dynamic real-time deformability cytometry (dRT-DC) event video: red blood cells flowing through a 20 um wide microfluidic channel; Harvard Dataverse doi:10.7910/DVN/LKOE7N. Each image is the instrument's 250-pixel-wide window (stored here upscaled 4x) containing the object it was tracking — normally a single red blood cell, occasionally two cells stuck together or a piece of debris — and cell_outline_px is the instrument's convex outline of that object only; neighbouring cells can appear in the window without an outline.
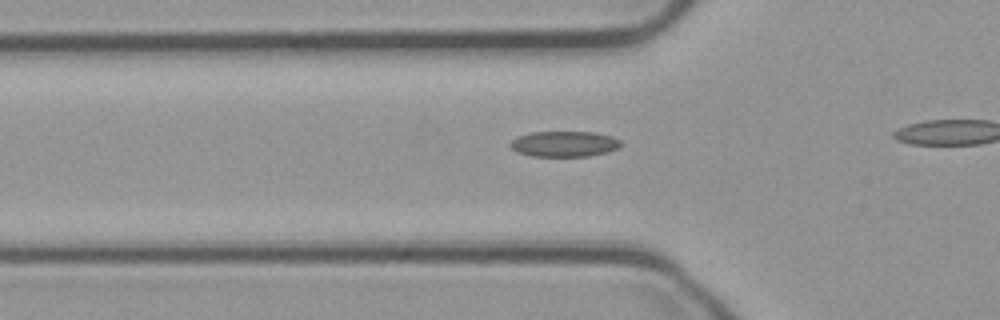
{"species": "common noctule bat (a hibernating species)", "species_latin": "Nyctalus noctula", "temperature_condition": "cold", "stored_images_in_passage": 17, "camera_frame_rate_fps": 3000, "um_per_image_px": 0.085, "animal": {"sex": "male", "body_mass_g": 23.1, "forearm_length_mm": 52.7}, "frame": {"image": 1, "passage_image": 12, "time_ms": 3.667, "image_size_px": [1000, 320], "cell_outline_px": [[620, 144], [616, 148], [608, 152], [588, 156], [532, 156], [516, 152], [508, 144], [516, 136], [532, 132], [592, 132], [612, 136], [620, 140]], "centroid_in_image_um": [47.91, 12.23], "position_along_channel_um": 77.9, "area_um2": 16.47}}
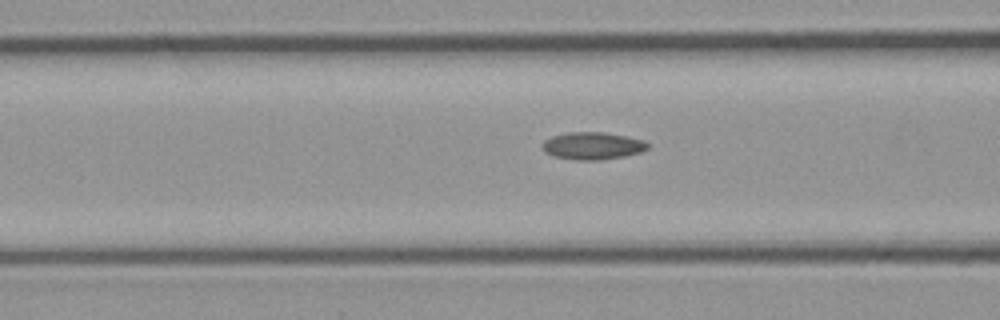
{"frame": {"image": 2, "passage_image": 15, "time_ms": 4.667, "image_size_px": [1000, 320], "cell_outline_px": [[648, 148], [640, 152], [624, 156], [600, 160], [576, 160], [552, 156], [544, 152], [544, 140], [552, 136], [568, 132], [604, 132], [644, 140], [648, 144]], "centroid_in_image_um": [50.35, 12.4], "position_along_channel_um": 116.2, "area_um2": 16.7}}